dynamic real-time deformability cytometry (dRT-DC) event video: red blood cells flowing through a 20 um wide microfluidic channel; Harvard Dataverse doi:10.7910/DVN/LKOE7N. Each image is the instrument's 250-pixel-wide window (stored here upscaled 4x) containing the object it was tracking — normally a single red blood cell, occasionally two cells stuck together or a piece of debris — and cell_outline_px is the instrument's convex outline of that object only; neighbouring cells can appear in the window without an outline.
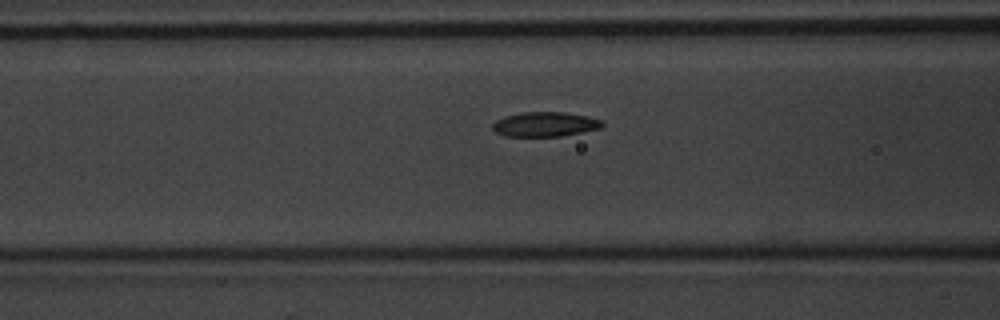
{"species": "common noctule bat (a hibernating species)", "species_latin": "Nyctalus noctula", "temperature_condition": "warm", "stored_images_in_passage": 40, "camera_frame_rate_fps": 3000, "um_per_image_px": 0.085, "animal": {"sex": "male", "body_mass_g": 20.1, "forearm_length_mm": 53.5}, "frame": {"image": 1, "passage_image": 8, "time_ms": 2.333, "image_size_px": [1000, 320], "cell_outline_px": [[604, 124], [600, 128], [564, 136], [504, 136], [496, 132], [492, 128], [492, 124], [496, 120], [504, 116], [524, 112], [564, 112], [588, 116], [604, 120]], "centroid_in_image_um": [46.34, 10.56], "position_along_channel_um": 120.3, "area_um2": 15.84}}
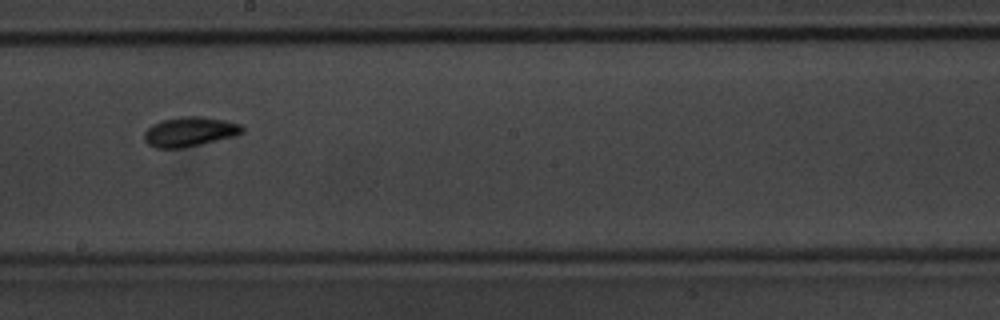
{"frame": {"image": 2, "passage_image": 17, "time_ms": 5.333, "image_size_px": [1000, 320], "cell_outline_px": [[244, 132], [236, 136], [200, 144], [180, 148], [156, 148], [148, 144], [144, 140], [144, 132], [152, 124], [164, 120], [184, 116], [200, 116], [224, 120], [240, 124], [244, 128]], "centroid_in_image_um": [16.13, 11.2], "position_along_channel_um": 232.1, "area_um2": 16.82}}
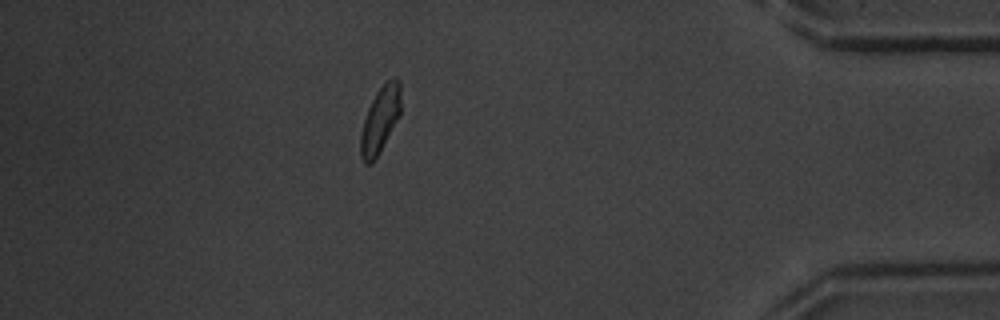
{"frame": {"image": 3, "passage_image": 34, "time_ms": 11.0, "image_size_px": [1000, 320], "cell_outline_px": [[400, 116], [380, 152], [372, 164], [364, 164], [360, 156], [360, 136], [364, 120], [368, 108], [376, 92], [392, 76], [396, 76], [400, 80]], "centroid_in_image_um": [32.32, 10.2], "position_along_channel_um": 402.9, "area_um2": 15.66}, "authors_computed_cell_mechanics": {"area_um2": 15.6638, "velocity_mm_per_s": 3.7209, "shape_relaxation_time_tau1_ms": 2.4278, "shape_relaxation_time_tau2_ms": 2.8915, "deformation_change_tau1": 0.1118, "deformation_change_tau2": 0.0669}}